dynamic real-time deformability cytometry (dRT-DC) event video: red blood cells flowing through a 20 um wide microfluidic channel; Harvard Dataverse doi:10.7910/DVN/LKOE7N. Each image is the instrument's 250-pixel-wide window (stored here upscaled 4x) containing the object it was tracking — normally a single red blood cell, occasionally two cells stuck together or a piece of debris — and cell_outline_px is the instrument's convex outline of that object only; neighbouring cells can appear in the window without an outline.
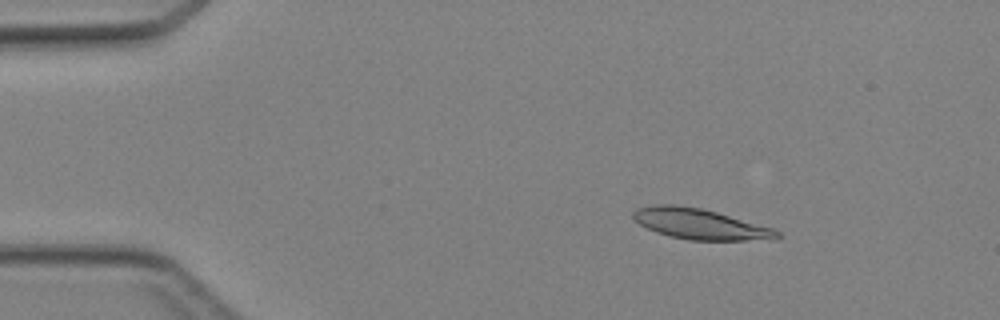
{"species": "Egyptian fruit bat (a non-hibernating species)", "species_latin": "Rousettus aegyptiacus", "temperature_condition": "cold", "stored_images_in_passage": 44, "camera_frame_rate_fps": 3000, "um_per_image_px": 0.085, "animal": {"sex": "female"}, "frame": {"image": 1, "passage_image": 7, "time_ms": 2.0, "image_size_px": [1000, 320], "cell_outline_px": [[780, 236], [776, 240], [688, 240], [668, 236], [656, 232], [632, 220], [632, 212], [636, 208], [656, 204], [676, 204], [700, 208], [716, 212], [772, 228], [780, 232]], "centroid_in_image_um": [59.46, 19.04], "position_along_channel_um": 25.5, "area_um2": 25.72}}
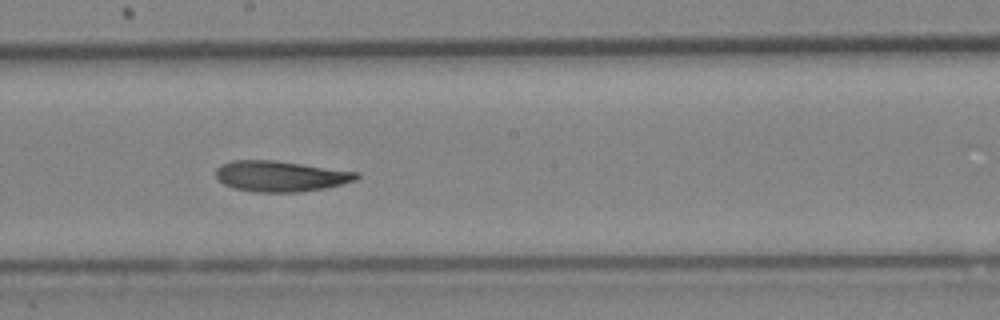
{"frame": {"image": 2, "passage_image": 25, "time_ms": 8.0, "image_size_px": [1000, 320], "cell_outline_px": [[360, 176], [356, 180], [328, 188], [300, 192], [256, 192], [232, 188], [224, 184], [216, 176], [216, 168], [232, 160], [272, 160], [360, 172]], "centroid_in_image_um": [23.88, 14.98], "position_along_channel_um": 224.3, "area_um2": 25.2}}
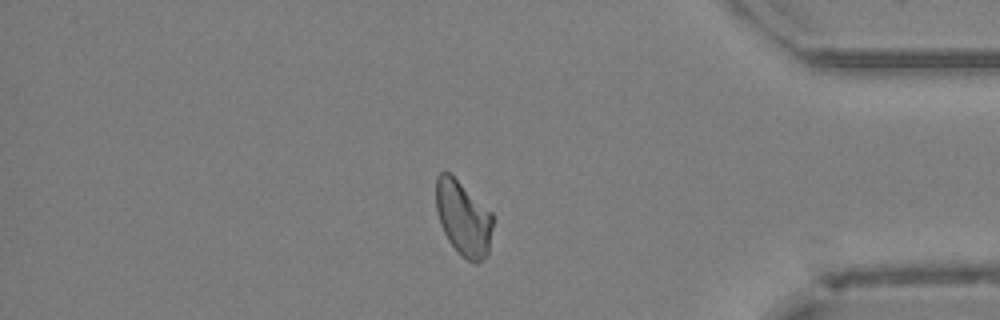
{"frame": {"image": 3, "passage_image": 38, "time_ms": 12.333, "image_size_px": [1000, 320], "cell_outline_px": [[492, 228], [488, 252], [476, 264], [472, 264], [460, 256], [456, 252], [448, 240], [440, 224], [436, 212], [436, 176], [440, 172], [448, 172], [492, 212]], "centroid_in_image_um": [39.35, 18.58], "position_along_channel_um": 395.8, "area_um2": 24.74}}